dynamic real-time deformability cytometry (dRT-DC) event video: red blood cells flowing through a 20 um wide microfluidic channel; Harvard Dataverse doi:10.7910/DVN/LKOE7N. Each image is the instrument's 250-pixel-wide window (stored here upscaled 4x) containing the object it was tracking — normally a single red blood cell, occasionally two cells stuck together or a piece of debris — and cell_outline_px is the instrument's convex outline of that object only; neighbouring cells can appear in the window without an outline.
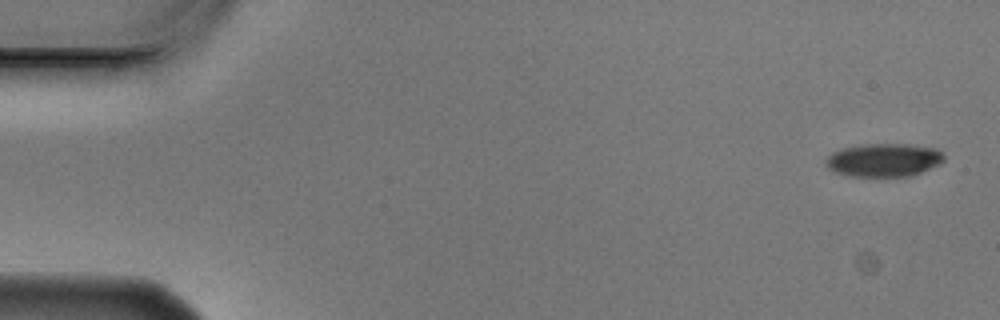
{"species": "Egyptian fruit bat (a non-hibernating species)", "species_latin": "Rousettus aegyptiacus", "temperature_condition": "cold", "stored_images_in_passage": 5, "camera_frame_rate_fps": 3000, "um_per_image_px": 0.085, "animal": {"sex": "male"}, "frame": {"image": 1, "passage_image": 1, "time_ms": 0.0, "image_size_px": [1000, 320], "cell_outline_px": [[944, 160], [940, 164], [920, 172], [908, 176], [848, 176], [832, 172], [824, 164], [824, 160], [832, 152], [840, 148], [868, 144], [904, 144], [936, 148], [944, 156]], "centroid_in_image_um": [75.06, 13.6], "position_along_channel_um": 9.9, "area_um2": 22.95}}
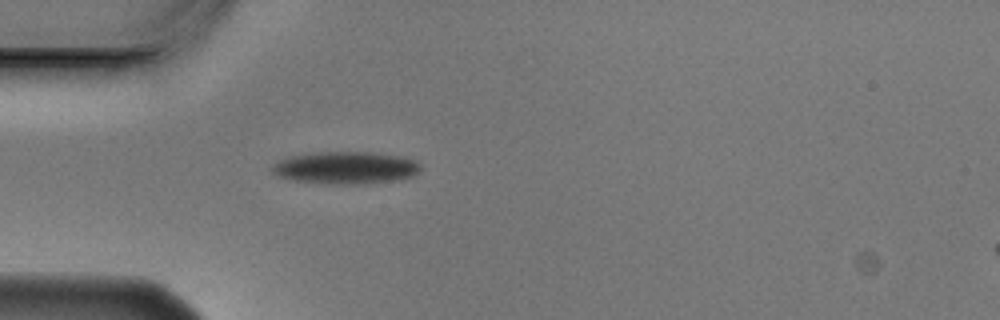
{"frame": {"image": 2, "passage_image": 5, "time_ms": 1.333, "image_size_px": [1000, 320], "cell_outline_px": [[420, 172], [412, 176], [392, 180], [344, 184], [332, 184], [296, 180], [280, 176], [272, 172], [272, 164], [288, 156], [316, 152], [372, 152], [404, 156], [416, 160], [420, 164]], "centroid_in_image_um": [29.4, 14.23], "position_along_channel_um": 55.6, "area_um2": 27.69}}